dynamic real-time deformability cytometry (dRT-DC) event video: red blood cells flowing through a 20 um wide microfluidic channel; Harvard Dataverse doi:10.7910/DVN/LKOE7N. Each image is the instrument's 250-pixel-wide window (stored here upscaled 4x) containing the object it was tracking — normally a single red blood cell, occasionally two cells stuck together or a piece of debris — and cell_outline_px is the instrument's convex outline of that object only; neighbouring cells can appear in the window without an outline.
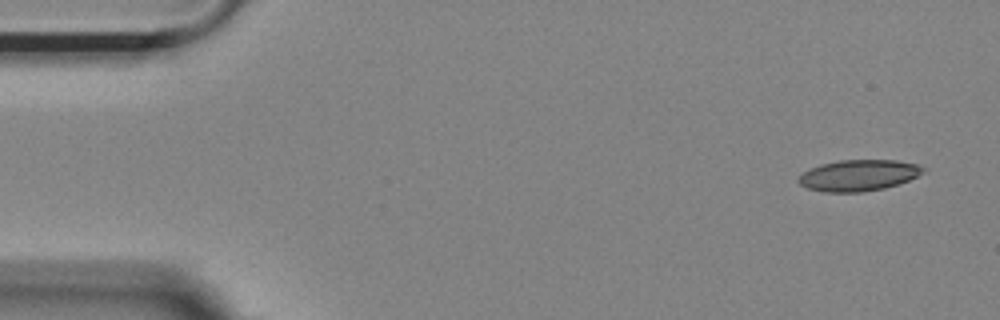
{"species": "Egyptian fruit bat (a non-hibernating species)", "species_latin": "Rousettus aegyptiacus", "temperature_condition": "room temperature", "stored_images_in_passage": 53, "camera_frame_rate_fps": 3000, "um_per_image_px": 0.085, "animal": {"sex": "female"}, "frame": {"image": 1, "passage_image": 1, "time_ms": 0.0, "image_size_px": [1000, 320], "cell_outline_px": [[924, 172], [908, 180], [884, 188], [860, 192], [824, 192], [808, 188], [800, 184], [796, 180], [804, 172], [820, 164], [840, 160], [896, 160], [920, 164], [924, 168]], "centroid_in_image_um": [72.98, 14.9], "position_along_channel_um": 12.0, "area_um2": 22.48}}
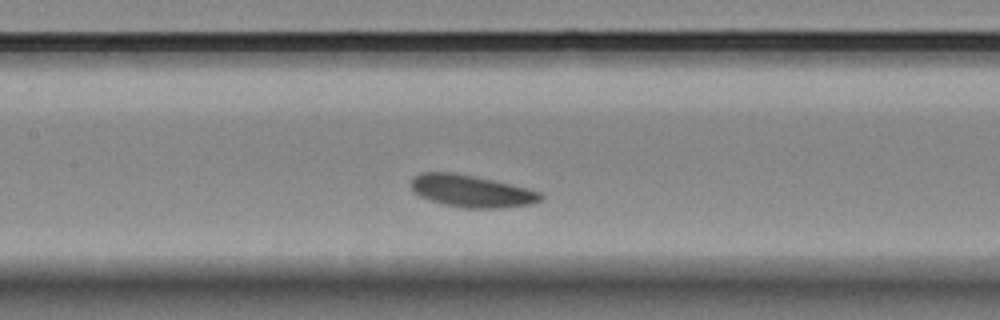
{"frame": {"image": 2, "passage_image": 23, "time_ms": 7.333, "image_size_px": [1000, 320], "cell_outline_px": [[544, 196], [540, 200], [532, 204], [504, 208], [464, 208], [444, 204], [420, 196], [412, 192], [412, 176], [420, 172], [452, 172], [476, 176], [540, 192]], "centroid_in_image_um": [40.04, 16.24], "position_along_channel_um": 167.4, "area_um2": 24.16}}
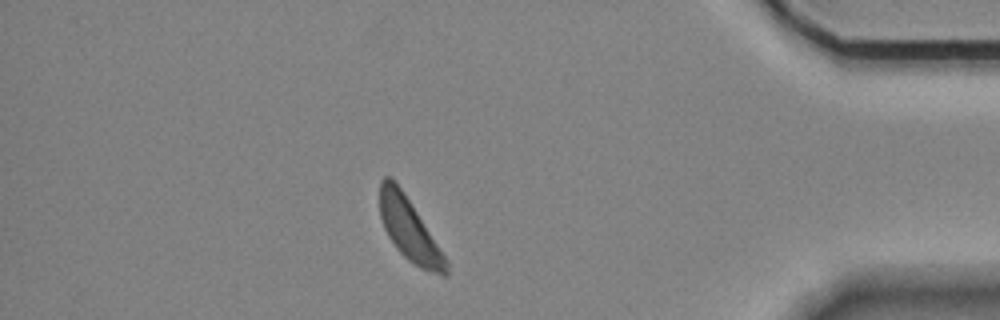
{"frame": {"image": 3, "passage_image": 46, "time_ms": 15.0, "image_size_px": [1000, 320], "cell_outline_px": [[448, 276], [444, 276], [420, 268], [408, 260], [396, 248], [388, 236], [384, 228], [380, 216], [380, 180], [384, 176], [388, 176], [400, 188], [448, 260]], "centroid_in_image_um": [34.79, 19.56], "position_along_channel_um": 400.4, "area_um2": 23.47}, "authors_computed_cell_mechanics": {"area_um2": 24.1026, "velocity_mm_per_s": 3.5412, "shape_relaxation_time_tau1_ms": 3.7897, "shape_relaxation_time_tau2_ms": 4.9781, "deformation_change_tau1": 0.0597, "deformation_change_tau2": 0.1227}}